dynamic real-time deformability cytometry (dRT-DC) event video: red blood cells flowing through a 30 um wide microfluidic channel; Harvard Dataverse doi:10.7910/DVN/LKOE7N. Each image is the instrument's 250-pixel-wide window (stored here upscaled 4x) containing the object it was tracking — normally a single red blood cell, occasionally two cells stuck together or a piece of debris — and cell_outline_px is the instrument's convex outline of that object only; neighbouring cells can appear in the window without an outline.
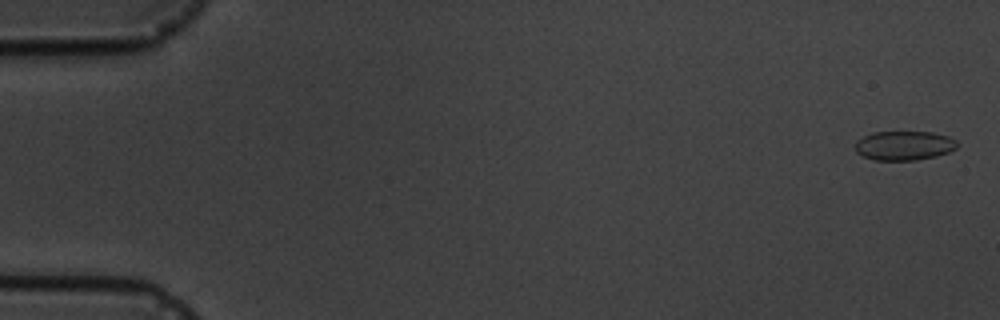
{"species": "common noctule bat (a hibernating species)", "species_latin": "Nyctalus noctula", "temperature_condition": "cold", "stored_images_in_passage": 5, "camera_frame_rate_fps": 3000, "um_per_image_px": 0.085, "animal": {"sex": "male", "body_mass_g": 19.5, "forearm_length_mm": 54.6}, "frame": {"image": 1, "passage_image": 1, "time_ms": 0.0, "image_size_px": [1000, 320], "cell_outline_px": [[956, 148], [948, 152], [936, 156], [916, 160], [872, 160], [856, 152], [856, 140], [872, 132], [932, 132], [948, 136], [956, 140]], "centroid_in_image_um": [76.83, 12.37], "position_along_channel_um": 8.2, "area_um2": 17.34}}
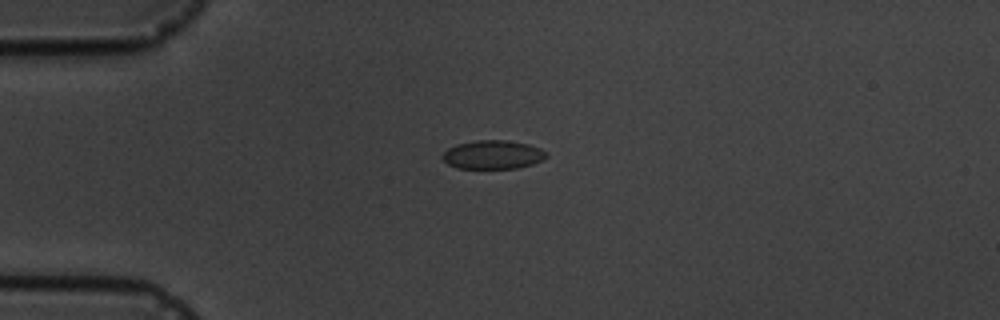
{"frame": {"image": 2, "passage_image": 4, "time_ms": 4.333, "image_size_px": [1000, 320], "cell_outline_px": [[548, 156], [532, 164], [516, 168], [456, 168], [448, 164], [440, 156], [448, 148], [456, 144], [476, 140], [508, 140], [528, 144], [540, 148], [548, 152]], "centroid_in_image_um": [41.88, 13.14], "position_along_channel_um": 43.1, "area_um2": 17.4}}